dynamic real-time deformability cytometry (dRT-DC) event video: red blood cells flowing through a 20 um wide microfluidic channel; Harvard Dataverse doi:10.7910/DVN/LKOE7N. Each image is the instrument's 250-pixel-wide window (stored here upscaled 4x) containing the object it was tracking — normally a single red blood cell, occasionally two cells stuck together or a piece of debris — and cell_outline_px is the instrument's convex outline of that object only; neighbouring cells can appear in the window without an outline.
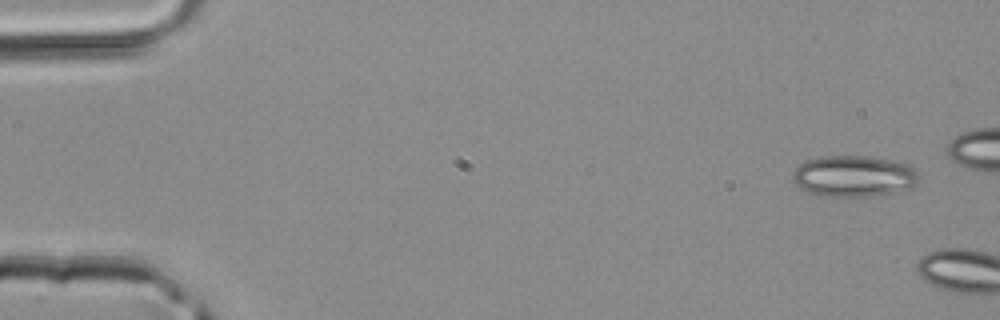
{"species": "common noctule bat (a hibernating species)", "species_latin": "Nyctalus noctula", "temperature_condition": "room temperature", "stored_images_in_passage": 2, "camera_frame_rate_fps": 3000, "um_per_image_px": 0.085, "animal": {"sex": "male", "body_mass_g": 20.4}, "frame": {"image": 1, "passage_image": 1, "time_ms": 0.0, "image_size_px": [1000, 320], "cell_outline_px": [[920, 176], [916, 184], [908, 188], [892, 192], [872, 196], [820, 196], [808, 192], [800, 188], [796, 184], [792, 176], [792, 172], [804, 160], [824, 156], [868, 156], [908, 164], [916, 168]], "centroid_in_image_um": [72.56, 14.97], "position_along_channel_um": 12.4, "area_um2": 30.35}}